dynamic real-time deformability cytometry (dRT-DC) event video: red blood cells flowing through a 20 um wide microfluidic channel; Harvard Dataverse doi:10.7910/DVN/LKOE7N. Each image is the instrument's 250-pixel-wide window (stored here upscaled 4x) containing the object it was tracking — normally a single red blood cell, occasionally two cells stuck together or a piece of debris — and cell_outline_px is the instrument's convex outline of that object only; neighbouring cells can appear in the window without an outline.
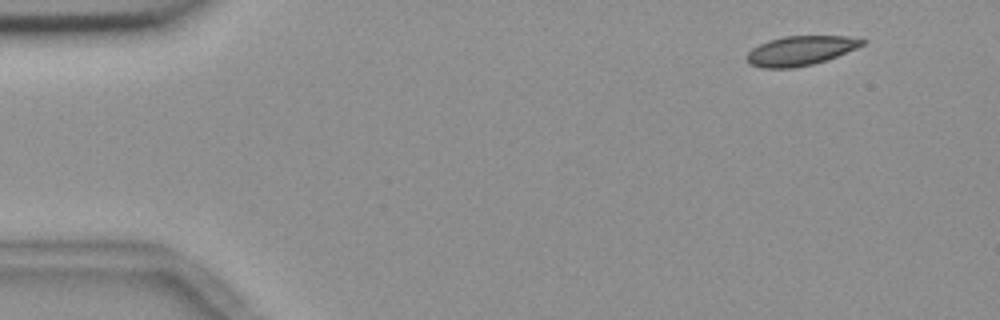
{"species": "common noctule bat (a hibernating species)", "species_latin": "Nyctalus noctula", "temperature_condition": "room temperature", "stored_images_in_passage": 51, "camera_frame_rate_fps": 3000, "um_per_image_px": 0.085, "animal": {"sex": "female", "body_mass_g": 18.4}, "frame": {"image": 1, "passage_image": 1, "time_ms": 0.0, "image_size_px": [1000, 320], "cell_outline_px": [[868, 40], [864, 44], [856, 48], [836, 56], [812, 64], [792, 68], [764, 68], [748, 64], [748, 52], [752, 48], [768, 40], [784, 36], [848, 36]], "centroid_in_image_um": [68.03, 4.3], "position_along_channel_um": 17.0, "area_um2": 19.65}}
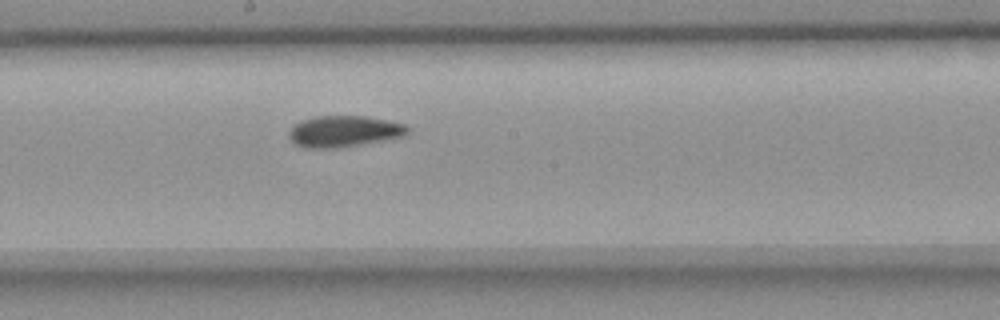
{"frame": {"image": 2, "passage_image": 26, "time_ms": 8.333, "image_size_px": [1000, 320], "cell_outline_px": [[408, 132], [404, 136], [384, 140], [340, 148], [304, 148], [296, 144], [288, 136], [288, 132], [300, 120], [316, 116], [364, 116], [388, 120], [404, 124], [408, 128]], "centroid_in_image_um": [29.23, 11.17], "position_along_channel_um": 219.0, "area_um2": 21.62}}
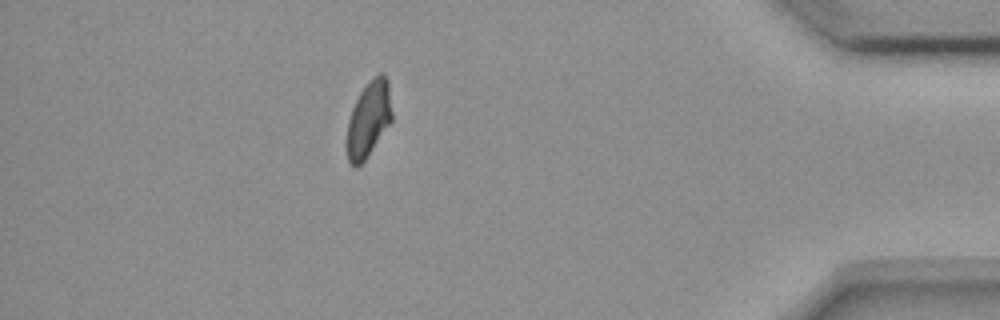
{"frame": {"image": 3, "passage_image": 45, "time_ms": 14.667, "image_size_px": [1000, 320], "cell_outline_px": [[392, 120], [364, 160], [356, 168], [352, 168], [348, 160], [348, 120], [352, 108], [360, 92], [368, 80], [380, 72], [388, 80], [392, 112]], "centroid_in_image_um": [31.34, 10.09], "position_along_channel_um": 403.9, "area_um2": 19.59}, "authors_computed_cell_mechanics": {"area_um2": 20.9236, "velocity_mm_per_s": 3.6344, "shape_relaxation_time_tau1_ms": null, "shape_relaxation_time_tau2_ms": 7.1622, "deformation_change_tau1": null, "deformation_change_tau2": 0.0972}}